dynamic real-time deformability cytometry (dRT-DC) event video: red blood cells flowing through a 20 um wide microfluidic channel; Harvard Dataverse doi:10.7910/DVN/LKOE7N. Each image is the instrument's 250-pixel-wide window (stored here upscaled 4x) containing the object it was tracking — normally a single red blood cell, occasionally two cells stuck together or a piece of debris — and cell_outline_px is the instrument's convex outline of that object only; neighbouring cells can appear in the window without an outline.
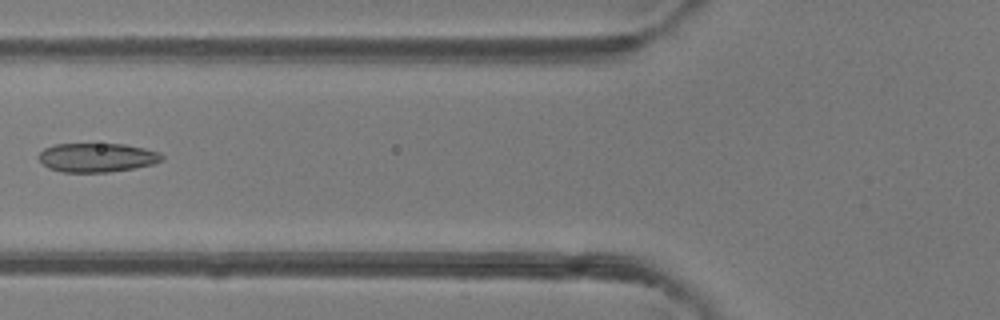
{"species": "common noctule bat (a hibernating species)", "species_latin": "Nyctalus noctula", "temperature_condition": "room temperature", "stored_images_in_passage": 3, "camera_frame_rate_fps": 3000, "um_per_image_px": 0.085, "animal": {"sex": "female"}, "frame": {"image": 1, "passage_image": 3, "time_ms": 0.667, "image_size_px": [1000, 320], "cell_outline_px": [[164, 160], [152, 164], [132, 168], [108, 172], [64, 172], [48, 168], [36, 156], [44, 148], [56, 144], [124, 144], [144, 148], [160, 152], [164, 156]], "centroid_in_image_um": [8.24, 13.38], "position_along_channel_um": 117.6, "area_um2": 20.81}}